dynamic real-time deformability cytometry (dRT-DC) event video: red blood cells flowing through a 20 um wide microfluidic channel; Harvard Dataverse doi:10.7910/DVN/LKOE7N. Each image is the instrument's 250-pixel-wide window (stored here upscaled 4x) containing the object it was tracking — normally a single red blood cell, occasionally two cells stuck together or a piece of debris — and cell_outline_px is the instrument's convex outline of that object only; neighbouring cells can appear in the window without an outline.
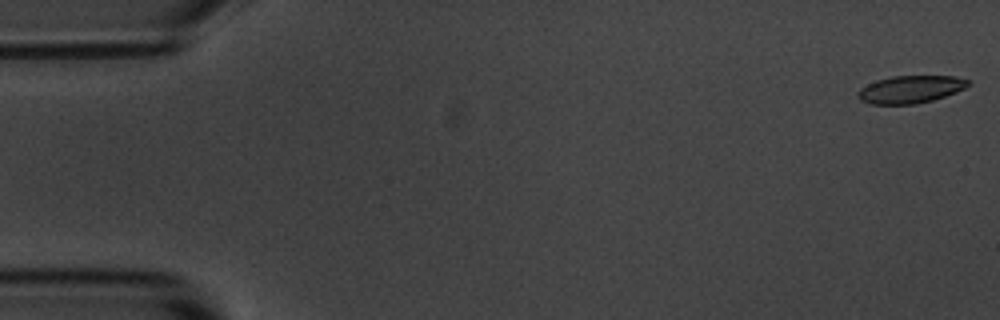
{"species": "common noctule bat (a hibernating species)", "species_latin": "Nyctalus noctula", "temperature_condition": "room temperature", "stored_images_in_passage": 6, "camera_frame_rate_fps": 3000, "um_per_image_px": 0.085, "animal": {"sex": "male", "body_mass_g": 20.1, "forearm_length_mm": 53.5}, "frame": {"image": 1, "passage_image": 1, "time_ms": 0.0, "image_size_px": [1000, 320], "cell_outline_px": [[972, 84], [956, 92], [932, 100], [916, 104], [868, 104], [860, 100], [856, 96], [856, 92], [860, 88], [876, 80], [892, 76], [952, 76], [968, 80]], "centroid_in_image_um": [77.34, 7.6], "position_along_channel_um": 7.7, "area_um2": 17.74}}
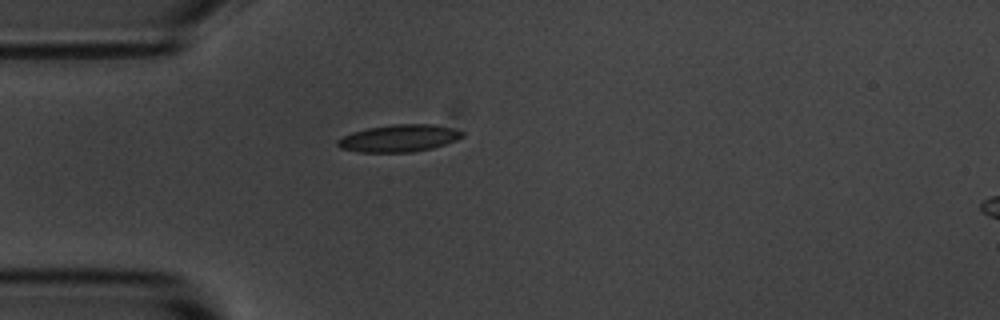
{"frame": {"image": 2, "passage_image": 5, "time_ms": 4.667, "image_size_px": [1000, 320], "cell_outline_px": [[464, 136], [456, 140], [432, 148], [412, 152], [360, 152], [340, 148], [336, 144], [336, 140], [352, 132], [368, 128], [392, 124], [432, 124], [452, 128], [464, 132]], "centroid_in_image_um": [33.91, 11.75], "position_along_channel_um": 51.1, "area_um2": 19.71}}